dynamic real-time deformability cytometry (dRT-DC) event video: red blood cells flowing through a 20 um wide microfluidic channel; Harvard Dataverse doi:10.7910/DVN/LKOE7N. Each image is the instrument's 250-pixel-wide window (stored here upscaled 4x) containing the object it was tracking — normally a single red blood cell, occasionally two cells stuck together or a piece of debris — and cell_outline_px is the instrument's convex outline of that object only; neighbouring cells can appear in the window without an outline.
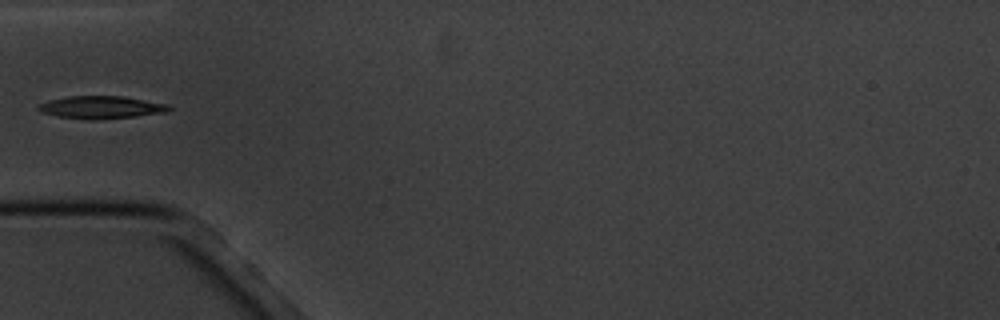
{"species": "common noctule bat (a hibernating species)", "species_latin": "Nyctalus noctula", "temperature_condition": "cold", "stored_images_in_passage": 5, "camera_frame_rate_fps": 3000, "um_per_image_px": 0.085, "animal": {"sex": "male", "body_mass_g": 20.1, "forearm_length_mm": 53.5}, "frame": {"image": 1, "passage_image": 5, "time_ms": 5.667, "image_size_px": [1000, 320], "cell_outline_px": [[172, 108], [168, 112], [136, 116], [92, 120], [88, 120], [60, 116], [44, 112], [36, 108], [40, 104], [48, 100], [68, 96], [124, 96], [168, 104]], "centroid_in_image_um": [8.65, 9.11], "position_along_channel_um": 76.4, "area_um2": 17.11}}